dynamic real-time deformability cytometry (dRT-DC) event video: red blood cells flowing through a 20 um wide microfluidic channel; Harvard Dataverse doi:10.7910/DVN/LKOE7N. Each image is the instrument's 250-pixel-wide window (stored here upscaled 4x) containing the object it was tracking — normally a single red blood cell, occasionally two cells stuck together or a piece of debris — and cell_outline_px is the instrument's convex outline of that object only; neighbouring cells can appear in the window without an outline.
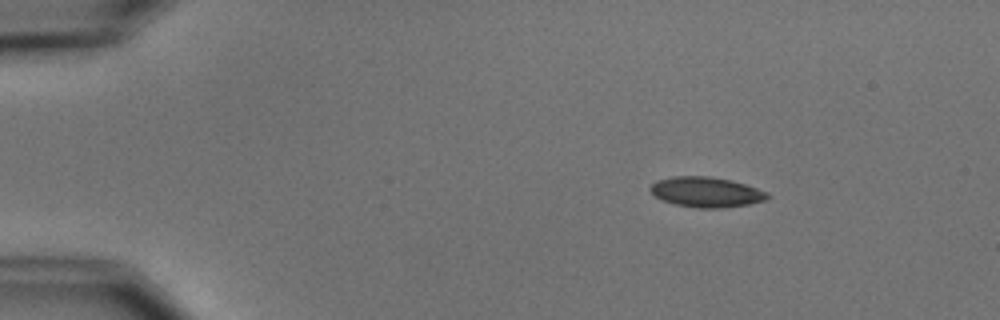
{"species": "common noctule bat (a hibernating species)", "species_latin": "Nyctalus noctula", "temperature_condition": "cold", "stored_images_in_passage": 4, "camera_frame_rate_fps": 3000, "um_per_image_px": 0.085, "animal": {"sex": "male", "body_mass_g": 15.6}, "frame": {"image": 1, "passage_image": 2, "time_ms": 1.0, "image_size_px": [1000, 320], "cell_outline_px": [[772, 196], [764, 200], [748, 204], [720, 208], [696, 208], [676, 204], [664, 200], [656, 196], [648, 188], [656, 180], [672, 176], [712, 176], [732, 180], [768, 192]], "centroid_in_image_um": [60.03, 16.31], "position_along_channel_um": 25.0, "area_um2": 20.58}}